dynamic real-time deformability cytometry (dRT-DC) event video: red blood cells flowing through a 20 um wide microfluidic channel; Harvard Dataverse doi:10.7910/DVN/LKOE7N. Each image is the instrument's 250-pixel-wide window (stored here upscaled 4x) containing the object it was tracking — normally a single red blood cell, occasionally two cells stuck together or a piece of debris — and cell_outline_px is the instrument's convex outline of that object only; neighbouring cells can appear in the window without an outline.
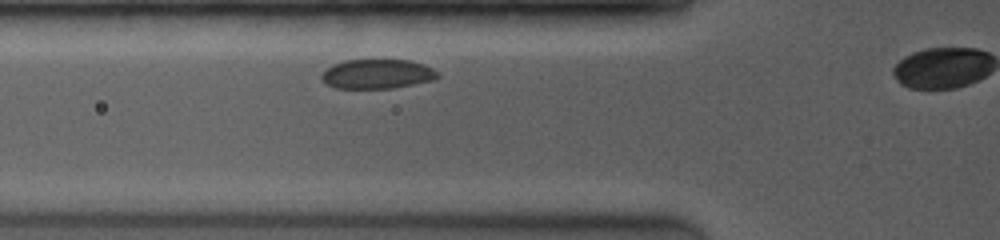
{"species": "common noctule bat (a hibernating species)", "species_latin": "Nyctalus noctula", "temperature_condition": "room temperature", "stored_images_in_passage": 4, "camera_frame_rate_fps": 4000, "um_per_image_px": 0.085, "animal": {"sex": "female", "body_mass_g": 19.0, "forearm_length_mm": 53.3}, "frame": {"image": 1, "passage_image": 3, "time_ms": 1.25, "image_size_px": [1000, 240], "cell_outline_px": [[440, 76], [432, 80], [392, 88], [336, 88], [328, 84], [320, 76], [332, 64], [348, 60], [408, 60], [424, 64], [432, 68]], "centroid_in_image_um": [32.07, 6.28], "position_along_channel_um": 93.7, "area_um2": 19.59}}